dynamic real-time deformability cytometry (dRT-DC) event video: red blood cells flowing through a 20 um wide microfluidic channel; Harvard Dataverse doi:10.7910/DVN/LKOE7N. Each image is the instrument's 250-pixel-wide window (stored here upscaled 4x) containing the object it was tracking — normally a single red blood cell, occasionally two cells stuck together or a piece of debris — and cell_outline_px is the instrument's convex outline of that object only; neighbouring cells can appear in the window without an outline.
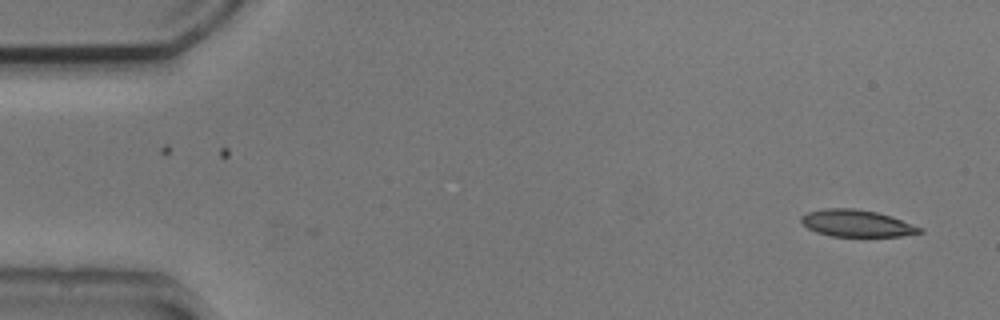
{"species": "common noctule bat (a hibernating species)", "species_latin": "Nyctalus noctula", "temperature_condition": "cold", "stored_images_in_passage": 51, "camera_frame_rate_fps": 3000, "um_per_image_px": 0.085, "animal": {"sex": "male", "body_mass_g": 20.5, "forearm_length_mm": 52.5}, "frame": {"image": 1, "passage_image": 1, "time_ms": 0.0, "image_size_px": [1000, 320], "cell_outline_px": [[924, 232], [900, 236], [832, 236], [816, 232], [808, 228], [800, 220], [800, 216], [808, 212], [824, 208], [856, 208], [876, 212], [892, 216], [924, 228]], "centroid_in_image_um": [72.84, 18.97], "position_along_channel_um": 12.2, "area_um2": 18.67}}
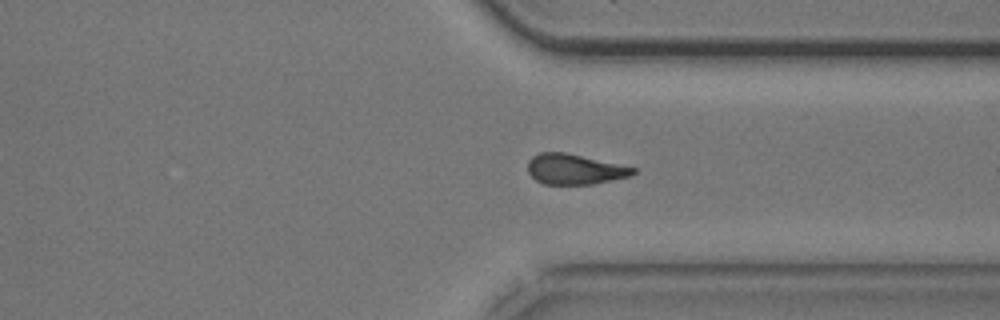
{"frame": {"image": 2, "passage_image": 38, "time_ms": 12.333, "image_size_px": [1000, 320], "cell_outline_px": [[636, 172], [632, 176], [592, 184], [544, 184], [536, 180], [528, 172], [528, 160], [532, 156], [540, 152], [564, 152], [636, 168]], "centroid_in_image_um": [48.83, 14.38], "position_along_channel_um": 362.6, "area_um2": 18.5}}
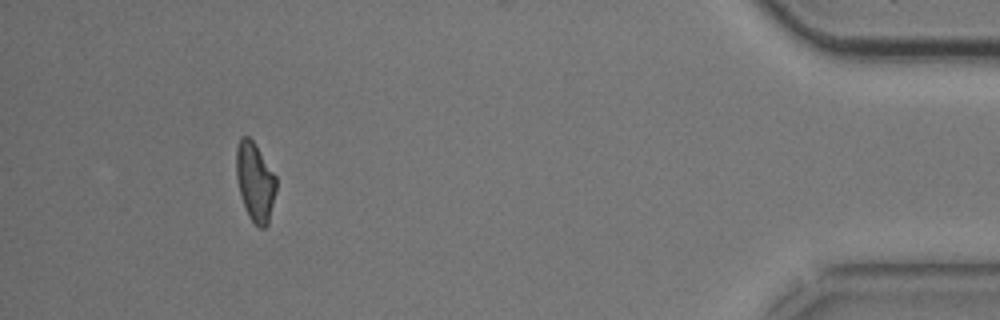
{"frame": {"image": 3, "passage_image": 47, "time_ms": 15.333, "image_size_px": [1000, 320], "cell_outline_px": [[276, 192], [268, 224], [264, 228], [260, 228], [248, 216], [240, 192], [236, 176], [236, 148], [240, 136], [248, 136], [256, 144], [276, 176]], "centroid_in_image_um": [21.68, 15.42], "position_along_channel_um": 413.5, "area_um2": 18.32}, "authors_computed_cell_mechanics": {"area_um2": 19.4208, "velocity_mm_per_s": 3.7903, "shape_relaxation_time_tau1_ms": 3.2773, "shape_relaxation_time_tau2_ms": 4.501, "deformation_change_tau1": 0.1208, "deformation_change_tau2": 0.1416}}